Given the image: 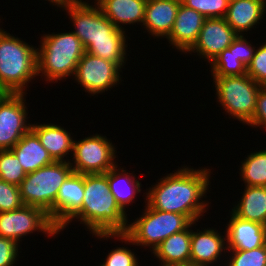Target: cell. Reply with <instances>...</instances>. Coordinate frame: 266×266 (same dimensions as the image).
I'll use <instances>...</instances> for the list:
<instances>
[{
	"label": "cell",
	"mask_w": 266,
	"mask_h": 266,
	"mask_svg": "<svg viewBox=\"0 0 266 266\" xmlns=\"http://www.w3.org/2000/svg\"><path fill=\"white\" fill-rule=\"evenodd\" d=\"M245 158L239 166L241 182L244 186L266 187V148L249 153Z\"/></svg>",
	"instance_id": "obj_26"
},
{
	"label": "cell",
	"mask_w": 266,
	"mask_h": 266,
	"mask_svg": "<svg viewBox=\"0 0 266 266\" xmlns=\"http://www.w3.org/2000/svg\"><path fill=\"white\" fill-rule=\"evenodd\" d=\"M21 245L14 240L0 236V266H16Z\"/></svg>",
	"instance_id": "obj_34"
},
{
	"label": "cell",
	"mask_w": 266,
	"mask_h": 266,
	"mask_svg": "<svg viewBox=\"0 0 266 266\" xmlns=\"http://www.w3.org/2000/svg\"><path fill=\"white\" fill-rule=\"evenodd\" d=\"M216 102L229 115L240 123L247 124L256 108V97L261 84L256 83L249 75L213 77Z\"/></svg>",
	"instance_id": "obj_8"
},
{
	"label": "cell",
	"mask_w": 266,
	"mask_h": 266,
	"mask_svg": "<svg viewBox=\"0 0 266 266\" xmlns=\"http://www.w3.org/2000/svg\"><path fill=\"white\" fill-rule=\"evenodd\" d=\"M45 1L47 2L49 1L50 5L52 4V6H55L57 9L58 8L61 9L66 4H69L70 2H72L73 0H45Z\"/></svg>",
	"instance_id": "obj_37"
},
{
	"label": "cell",
	"mask_w": 266,
	"mask_h": 266,
	"mask_svg": "<svg viewBox=\"0 0 266 266\" xmlns=\"http://www.w3.org/2000/svg\"><path fill=\"white\" fill-rule=\"evenodd\" d=\"M259 44L247 66V75L256 83L266 86V41Z\"/></svg>",
	"instance_id": "obj_32"
},
{
	"label": "cell",
	"mask_w": 266,
	"mask_h": 266,
	"mask_svg": "<svg viewBox=\"0 0 266 266\" xmlns=\"http://www.w3.org/2000/svg\"><path fill=\"white\" fill-rule=\"evenodd\" d=\"M231 211L241 219L266 226V187L245 186Z\"/></svg>",
	"instance_id": "obj_25"
},
{
	"label": "cell",
	"mask_w": 266,
	"mask_h": 266,
	"mask_svg": "<svg viewBox=\"0 0 266 266\" xmlns=\"http://www.w3.org/2000/svg\"><path fill=\"white\" fill-rule=\"evenodd\" d=\"M18 157L11 149L0 150V179L19 186L26 177Z\"/></svg>",
	"instance_id": "obj_28"
},
{
	"label": "cell",
	"mask_w": 266,
	"mask_h": 266,
	"mask_svg": "<svg viewBox=\"0 0 266 266\" xmlns=\"http://www.w3.org/2000/svg\"><path fill=\"white\" fill-rule=\"evenodd\" d=\"M72 173L73 169L67 161H54L28 173L19 185L24 205L42 209L53 223V204L58 190Z\"/></svg>",
	"instance_id": "obj_7"
},
{
	"label": "cell",
	"mask_w": 266,
	"mask_h": 266,
	"mask_svg": "<svg viewBox=\"0 0 266 266\" xmlns=\"http://www.w3.org/2000/svg\"><path fill=\"white\" fill-rule=\"evenodd\" d=\"M93 2L116 28L126 31L128 24L129 26L140 24L142 27L147 0H93Z\"/></svg>",
	"instance_id": "obj_22"
},
{
	"label": "cell",
	"mask_w": 266,
	"mask_h": 266,
	"mask_svg": "<svg viewBox=\"0 0 266 266\" xmlns=\"http://www.w3.org/2000/svg\"><path fill=\"white\" fill-rule=\"evenodd\" d=\"M266 0H229L225 21L238 35H244L262 22ZM260 21V22H259Z\"/></svg>",
	"instance_id": "obj_19"
},
{
	"label": "cell",
	"mask_w": 266,
	"mask_h": 266,
	"mask_svg": "<svg viewBox=\"0 0 266 266\" xmlns=\"http://www.w3.org/2000/svg\"><path fill=\"white\" fill-rule=\"evenodd\" d=\"M246 125L257 129L263 128L266 131V86H261L256 97L253 118Z\"/></svg>",
	"instance_id": "obj_35"
},
{
	"label": "cell",
	"mask_w": 266,
	"mask_h": 266,
	"mask_svg": "<svg viewBox=\"0 0 266 266\" xmlns=\"http://www.w3.org/2000/svg\"><path fill=\"white\" fill-rule=\"evenodd\" d=\"M119 167V168H118ZM116 164L106 172V177L109 182L110 193L115 197L120 208L127 213L129 205L135 202V197L142 190L141 182L136 179L134 171L130 173L124 167Z\"/></svg>",
	"instance_id": "obj_23"
},
{
	"label": "cell",
	"mask_w": 266,
	"mask_h": 266,
	"mask_svg": "<svg viewBox=\"0 0 266 266\" xmlns=\"http://www.w3.org/2000/svg\"><path fill=\"white\" fill-rule=\"evenodd\" d=\"M5 94V92L2 90V89H0V99L2 98V96Z\"/></svg>",
	"instance_id": "obj_38"
},
{
	"label": "cell",
	"mask_w": 266,
	"mask_h": 266,
	"mask_svg": "<svg viewBox=\"0 0 266 266\" xmlns=\"http://www.w3.org/2000/svg\"><path fill=\"white\" fill-rule=\"evenodd\" d=\"M178 266H195V265H190V264H189V265H178Z\"/></svg>",
	"instance_id": "obj_39"
},
{
	"label": "cell",
	"mask_w": 266,
	"mask_h": 266,
	"mask_svg": "<svg viewBox=\"0 0 266 266\" xmlns=\"http://www.w3.org/2000/svg\"><path fill=\"white\" fill-rule=\"evenodd\" d=\"M226 224L227 250H252L266 245V226L239 218L232 211Z\"/></svg>",
	"instance_id": "obj_17"
},
{
	"label": "cell",
	"mask_w": 266,
	"mask_h": 266,
	"mask_svg": "<svg viewBox=\"0 0 266 266\" xmlns=\"http://www.w3.org/2000/svg\"><path fill=\"white\" fill-rule=\"evenodd\" d=\"M36 231L47 237L59 234L48 214L35 206L24 205L17 210L0 212V236L20 245L25 236L35 234Z\"/></svg>",
	"instance_id": "obj_10"
},
{
	"label": "cell",
	"mask_w": 266,
	"mask_h": 266,
	"mask_svg": "<svg viewBox=\"0 0 266 266\" xmlns=\"http://www.w3.org/2000/svg\"><path fill=\"white\" fill-rule=\"evenodd\" d=\"M238 34L225 21L224 18H207L204 20L197 42L187 52L196 53L199 59L206 61L207 65L228 48L237 38Z\"/></svg>",
	"instance_id": "obj_13"
},
{
	"label": "cell",
	"mask_w": 266,
	"mask_h": 266,
	"mask_svg": "<svg viewBox=\"0 0 266 266\" xmlns=\"http://www.w3.org/2000/svg\"><path fill=\"white\" fill-rule=\"evenodd\" d=\"M144 212L134 221L128 222V230L123 234H93L96 239L107 240L117 239L120 243L124 242L148 249L154 250L162 241L174 233L185 230L192 221L185 215L172 212H163L151 208L146 202ZM128 243V244H127ZM143 246V247H142ZM147 247V248H146Z\"/></svg>",
	"instance_id": "obj_5"
},
{
	"label": "cell",
	"mask_w": 266,
	"mask_h": 266,
	"mask_svg": "<svg viewBox=\"0 0 266 266\" xmlns=\"http://www.w3.org/2000/svg\"><path fill=\"white\" fill-rule=\"evenodd\" d=\"M1 23V21H0ZM0 27V89L27 94L37 76V46L29 45Z\"/></svg>",
	"instance_id": "obj_6"
},
{
	"label": "cell",
	"mask_w": 266,
	"mask_h": 266,
	"mask_svg": "<svg viewBox=\"0 0 266 266\" xmlns=\"http://www.w3.org/2000/svg\"><path fill=\"white\" fill-rule=\"evenodd\" d=\"M181 0H147L142 28L153 38H167L174 26Z\"/></svg>",
	"instance_id": "obj_18"
},
{
	"label": "cell",
	"mask_w": 266,
	"mask_h": 266,
	"mask_svg": "<svg viewBox=\"0 0 266 266\" xmlns=\"http://www.w3.org/2000/svg\"><path fill=\"white\" fill-rule=\"evenodd\" d=\"M107 136L96 133L80 140L74 138L72 160L70 166L74 173L96 174L106 173L118 161L117 148ZM117 157V159H116Z\"/></svg>",
	"instance_id": "obj_9"
},
{
	"label": "cell",
	"mask_w": 266,
	"mask_h": 266,
	"mask_svg": "<svg viewBox=\"0 0 266 266\" xmlns=\"http://www.w3.org/2000/svg\"><path fill=\"white\" fill-rule=\"evenodd\" d=\"M205 19L202 14L180 2L173 29L166 38L169 46L187 54L197 42Z\"/></svg>",
	"instance_id": "obj_16"
},
{
	"label": "cell",
	"mask_w": 266,
	"mask_h": 266,
	"mask_svg": "<svg viewBox=\"0 0 266 266\" xmlns=\"http://www.w3.org/2000/svg\"><path fill=\"white\" fill-rule=\"evenodd\" d=\"M181 3L192 8L207 18H224L229 0H181Z\"/></svg>",
	"instance_id": "obj_30"
},
{
	"label": "cell",
	"mask_w": 266,
	"mask_h": 266,
	"mask_svg": "<svg viewBox=\"0 0 266 266\" xmlns=\"http://www.w3.org/2000/svg\"><path fill=\"white\" fill-rule=\"evenodd\" d=\"M37 48V76L45 82L66 81L75 74L78 62L86 50L81 40L71 31L41 35Z\"/></svg>",
	"instance_id": "obj_4"
},
{
	"label": "cell",
	"mask_w": 266,
	"mask_h": 266,
	"mask_svg": "<svg viewBox=\"0 0 266 266\" xmlns=\"http://www.w3.org/2000/svg\"><path fill=\"white\" fill-rule=\"evenodd\" d=\"M191 166H178L172 173L166 174L156 184L146 188L145 202L153 209L163 212L179 213L192 222L203 219L209 203L206 199L211 182V169H194Z\"/></svg>",
	"instance_id": "obj_1"
},
{
	"label": "cell",
	"mask_w": 266,
	"mask_h": 266,
	"mask_svg": "<svg viewBox=\"0 0 266 266\" xmlns=\"http://www.w3.org/2000/svg\"><path fill=\"white\" fill-rule=\"evenodd\" d=\"M84 174L72 173L60 186L53 204V225L60 230L82 207Z\"/></svg>",
	"instance_id": "obj_15"
},
{
	"label": "cell",
	"mask_w": 266,
	"mask_h": 266,
	"mask_svg": "<svg viewBox=\"0 0 266 266\" xmlns=\"http://www.w3.org/2000/svg\"><path fill=\"white\" fill-rule=\"evenodd\" d=\"M227 255L225 266H266V245L252 250H227Z\"/></svg>",
	"instance_id": "obj_29"
},
{
	"label": "cell",
	"mask_w": 266,
	"mask_h": 266,
	"mask_svg": "<svg viewBox=\"0 0 266 266\" xmlns=\"http://www.w3.org/2000/svg\"><path fill=\"white\" fill-rule=\"evenodd\" d=\"M128 215L110 193L106 173L84 174V198L81 209L59 230L73 220L84 224L90 234H123L128 230Z\"/></svg>",
	"instance_id": "obj_3"
},
{
	"label": "cell",
	"mask_w": 266,
	"mask_h": 266,
	"mask_svg": "<svg viewBox=\"0 0 266 266\" xmlns=\"http://www.w3.org/2000/svg\"><path fill=\"white\" fill-rule=\"evenodd\" d=\"M39 123L31 122V129L37 134L51 158L54 161L70 162L69 155L72 158L74 135L71 136L66 128L56 123Z\"/></svg>",
	"instance_id": "obj_20"
},
{
	"label": "cell",
	"mask_w": 266,
	"mask_h": 266,
	"mask_svg": "<svg viewBox=\"0 0 266 266\" xmlns=\"http://www.w3.org/2000/svg\"><path fill=\"white\" fill-rule=\"evenodd\" d=\"M62 11H66L71 24L72 32L81 40L86 52L117 63L125 69L128 51L126 31L116 28L102 13L94 2L73 0L66 4ZM75 27V28H74ZM127 39V40H126Z\"/></svg>",
	"instance_id": "obj_2"
},
{
	"label": "cell",
	"mask_w": 266,
	"mask_h": 266,
	"mask_svg": "<svg viewBox=\"0 0 266 266\" xmlns=\"http://www.w3.org/2000/svg\"><path fill=\"white\" fill-rule=\"evenodd\" d=\"M122 68L114 62L94 56L88 52L82 56L72 78L83 87V90L90 96L110 91L122 83L120 73Z\"/></svg>",
	"instance_id": "obj_11"
},
{
	"label": "cell",
	"mask_w": 266,
	"mask_h": 266,
	"mask_svg": "<svg viewBox=\"0 0 266 266\" xmlns=\"http://www.w3.org/2000/svg\"><path fill=\"white\" fill-rule=\"evenodd\" d=\"M11 150L18 157L26 174L54 162L32 129L24 134Z\"/></svg>",
	"instance_id": "obj_24"
},
{
	"label": "cell",
	"mask_w": 266,
	"mask_h": 266,
	"mask_svg": "<svg viewBox=\"0 0 266 266\" xmlns=\"http://www.w3.org/2000/svg\"><path fill=\"white\" fill-rule=\"evenodd\" d=\"M192 222L185 230L174 233L162 241L151 254L154 255L158 266H178L190 264L191 227Z\"/></svg>",
	"instance_id": "obj_21"
},
{
	"label": "cell",
	"mask_w": 266,
	"mask_h": 266,
	"mask_svg": "<svg viewBox=\"0 0 266 266\" xmlns=\"http://www.w3.org/2000/svg\"><path fill=\"white\" fill-rule=\"evenodd\" d=\"M136 255L134 251L126 246H117L110 252L108 251L105 260L101 264L104 266H140L139 263L141 262Z\"/></svg>",
	"instance_id": "obj_33"
},
{
	"label": "cell",
	"mask_w": 266,
	"mask_h": 266,
	"mask_svg": "<svg viewBox=\"0 0 266 266\" xmlns=\"http://www.w3.org/2000/svg\"><path fill=\"white\" fill-rule=\"evenodd\" d=\"M246 39V35H238L236 38V55L246 67L254 56L256 46Z\"/></svg>",
	"instance_id": "obj_36"
},
{
	"label": "cell",
	"mask_w": 266,
	"mask_h": 266,
	"mask_svg": "<svg viewBox=\"0 0 266 266\" xmlns=\"http://www.w3.org/2000/svg\"><path fill=\"white\" fill-rule=\"evenodd\" d=\"M223 230L224 235L213 227L195 231L191 228L190 265H225L223 262L226 261L221 260L227 255L226 232ZM218 261L222 263L218 264Z\"/></svg>",
	"instance_id": "obj_14"
},
{
	"label": "cell",
	"mask_w": 266,
	"mask_h": 266,
	"mask_svg": "<svg viewBox=\"0 0 266 266\" xmlns=\"http://www.w3.org/2000/svg\"><path fill=\"white\" fill-rule=\"evenodd\" d=\"M26 94L5 93L0 99V150L12 149L31 129Z\"/></svg>",
	"instance_id": "obj_12"
},
{
	"label": "cell",
	"mask_w": 266,
	"mask_h": 266,
	"mask_svg": "<svg viewBox=\"0 0 266 266\" xmlns=\"http://www.w3.org/2000/svg\"><path fill=\"white\" fill-rule=\"evenodd\" d=\"M212 77H228L247 74L246 65L237 58L236 39L209 64Z\"/></svg>",
	"instance_id": "obj_27"
},
{
	"label": "cell",
	"mask_w": 266,
	"mask_h": 266,
	"mask_svg": "<svg viewBox=\"0 0 266 266\" xmlns=\"http://www.w3.org/2000/svg\"><path fill=\"white\" fill-rule=\"evenodd\" d=\"M19 186L0 179V212H7L22 208Z\"/></svg>",
	"instance_id": "obj_31"
}]
</instances>
